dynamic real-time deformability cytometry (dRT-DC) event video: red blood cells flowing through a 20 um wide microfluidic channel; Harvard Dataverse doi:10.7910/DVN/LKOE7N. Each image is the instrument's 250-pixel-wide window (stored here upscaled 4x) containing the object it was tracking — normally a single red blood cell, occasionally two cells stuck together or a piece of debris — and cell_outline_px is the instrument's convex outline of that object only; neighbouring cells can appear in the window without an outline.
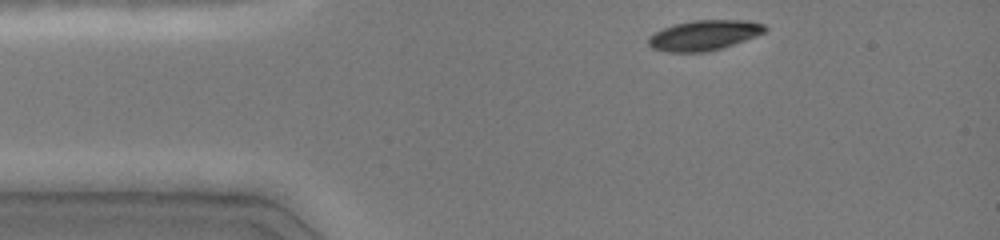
{"species": "common noctule bat (a hibernating species)", "species_latin": "Nyctalus noctula", "temperature_condition": "cold", "stored_images_in_passage": 35, "camera_frame_rate_fps": 3000, "um_per_image_px": 0.085, "animal": {"sex": "female", "body_mass_g": 19.0, "forearm_length_mm": 51.5}, "frame": {"image": 1, "passage_image": 1, "time_ms": 0.0, "image_size_px": [1000, 240], "cell_outline_px": [[768, 28], [764, 32], [756, 36], [720, 48], [704, 52], [668, 52], [652, 48], [648, 44], [648, 36], [664, 28], [676, 24], [692, 20], [748, 20], [764, 24]], "centroid_in_image_um": [59.84, 2.99], "position_along_channel_um": 25.2, "area_um2": 20.29}}
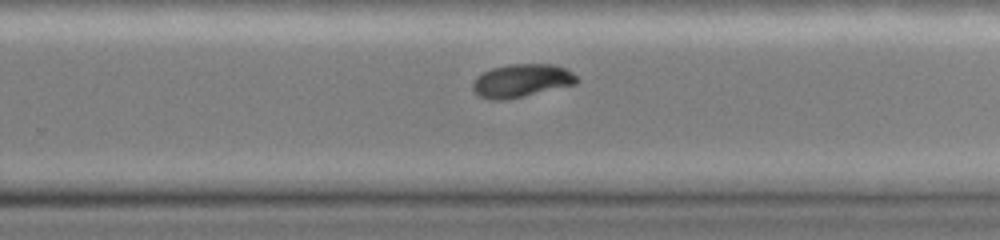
{"frame": {"image": 2, "passage_image": 24, "time_ms": 7.667, "image_size_px": [1000, 240], "cell_outline_px": [[580, 80], [576, 84], [504, 100], [492, 100], [480, 96], [472, 88], [472, 84], [476, 76], [492, 68], [508, 64], [556, 64], [572, 72]], "centroid_in_image_um": [44.34, 6.84], "position_along_channel_um": 285.5, "area_um2": 20.0}}
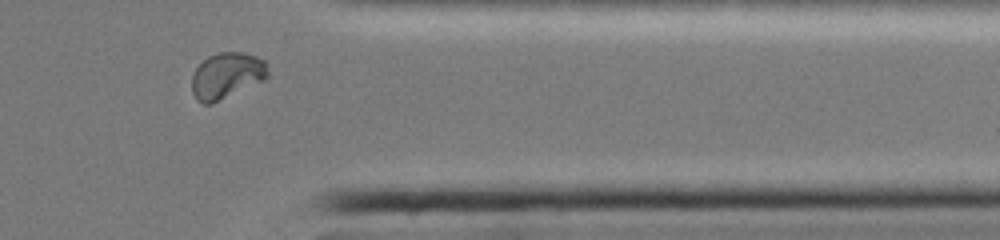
{"frame": {"image": 3, "passage_image": 32, "time_ms": 10.333, "image_size_px": [1000, 240], "cell_outline_px": [[268, 76], [264, 80], [212, 104], [204, 104], [196, 100], [192, 92], [192, 72], [208, 56], [220, 52], [244, 52], [256, 56], [264, 60], [268, 72]], "centroid_in_image_um": [19.25, 6.43], "position_along_channel_um": 392.1, "area_um2": 20.46}, "authors_computed_cell_mechanics": {"area_um2": 20.6346, "velocity_mm_per_s": 4.0452, "shape_relaxation_time_tau1_ms": 5.337, "shape_relaxation_time_tau2_ms": 8.3741, "deformation_change_tau1": 0.1615, "deformation_change_tau2": 0.0583}}